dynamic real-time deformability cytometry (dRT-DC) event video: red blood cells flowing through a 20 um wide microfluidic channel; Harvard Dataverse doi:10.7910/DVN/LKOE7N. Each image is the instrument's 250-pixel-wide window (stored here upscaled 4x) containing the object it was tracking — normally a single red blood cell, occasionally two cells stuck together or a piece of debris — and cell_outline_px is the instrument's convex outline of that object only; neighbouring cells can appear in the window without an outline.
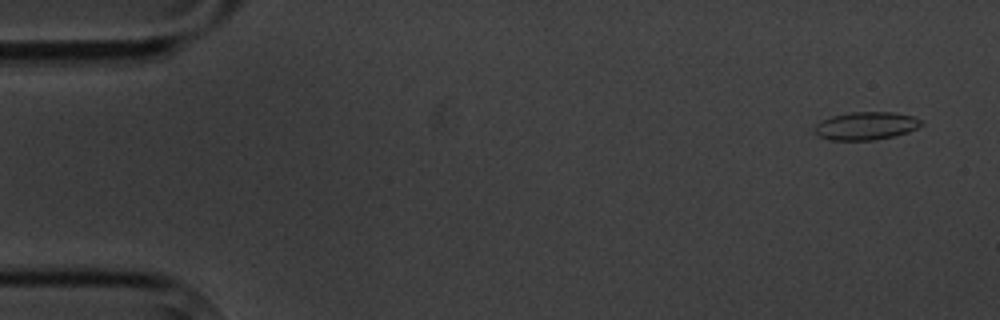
{"species": "common noctule bat (a hibernating species)", "species_latin": "Nyctalus noctula", "temperature_condition": "cold", "stored_images_in_passage": 5, "camera_frame_rate_fps": 3000, "um_per_image_px": 0.085, "animal": {"sex": "male", "body_mass_g": 20.1, "forearm_length_mm": 53.5}, "frame": {"image": 1, "passage_image": 1, "time_ms": 0.0, "image_size_px": [1000, 320], "cell_outline_px": [[924, 124], [908, 132], [876, 140], [828, 140], [820, 136], [812, 128], [820, 120], [832, 116], [848, 112], [892, 112], [912, 116], [920, 120]], "centroid_in_image_um": [73.57, 10.69], "position_along_channel_um": 11.4, "area_um2": 17.4}}